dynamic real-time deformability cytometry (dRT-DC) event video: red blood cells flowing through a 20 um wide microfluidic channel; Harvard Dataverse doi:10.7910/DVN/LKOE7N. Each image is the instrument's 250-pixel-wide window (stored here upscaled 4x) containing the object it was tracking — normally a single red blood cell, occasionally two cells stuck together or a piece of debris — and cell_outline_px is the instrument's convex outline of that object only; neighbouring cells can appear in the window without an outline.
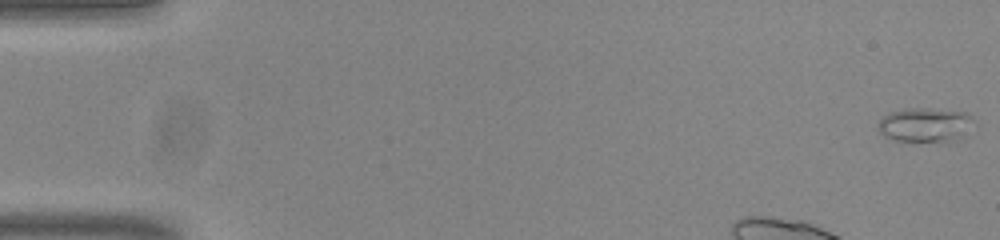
{"species": "common noctule bat (a hibernating species)", "species_latin": "Nyctalus noctula", "temperature_condition": "room temperature", "stored_images_in_passage": 51, "camera_frame_rate_fps": 3000, "um_per_image_px": 0.085, "animal": {"sex": "male", "body_mass_g": 20.0, "forearm_length_mm": 53.3}, "frame": {"image": 1, "passage_image": 1, "time_ms": 0.0, "image_size_px": [1000, 240], "cell_outline_px": [[976, 124], [968, 136], [964, 140], [948, 144], [892, 140], [884, 136], [880, 132], [876, 124], [888, 112], [904, 108], [928, 108], [968, 112], [976, 120]], "centroid_in_image_um": [78.78, 10.66], "position_along_channel_um": 6.2, "area_um2": 20.75}, "authors_computed_cell_mechanics": {"area_um2": 17.8024, "velocity_mm_per_s": 3.7719, "shape_relaxation_time_tau1_ms": 5.7642, "shape_relaxation_time_tau2_ms": 3.4571, "deformation_change_tau1": 0.0788, "deformation_change_tau2": 0.1026}}